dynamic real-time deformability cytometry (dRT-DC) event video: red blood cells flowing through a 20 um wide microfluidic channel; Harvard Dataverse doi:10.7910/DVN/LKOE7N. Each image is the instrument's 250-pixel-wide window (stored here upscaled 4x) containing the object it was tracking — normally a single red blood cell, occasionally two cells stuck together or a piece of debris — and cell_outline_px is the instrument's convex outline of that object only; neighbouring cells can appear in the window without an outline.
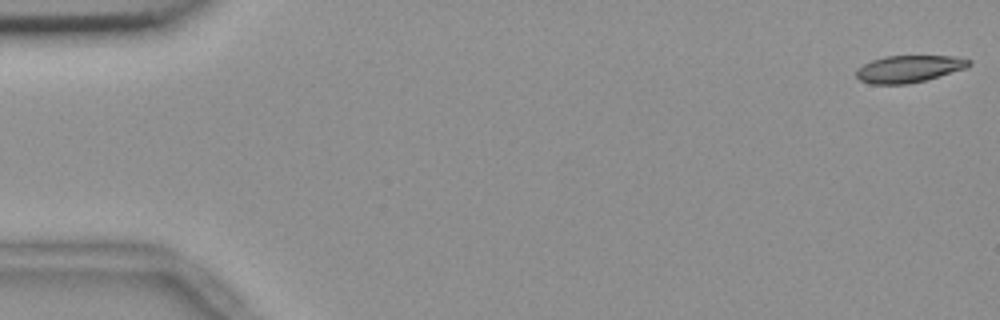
{"species": "common noctule bat (a hibernating species)", "species_latin": "Nyctalus noctula", "temperature_condition": "room temperature", "stored_images_in_passage": 55, "camera_frame_rate_fps": 3000, "um_per_image_px": 0.085, "animal": {"sex": "female", "body_mass_g": 18.4}, "frame": {"image": 1, "passage_image": 1, "time_ms": 0.0, "image_size_px": [1000, 320], "cell_outline_px": [[972, 64], [964, 68], [924, 80], [908, 84], [872, 84], [860, 80], [856, 76], [856, 68], [872, 60], [884, 56], [956, 56], [972, 60]], "centroid_in_image_um": [77.23, 5.84], "position_along_channel_um": 7.8, "area_um2": 17.63}}
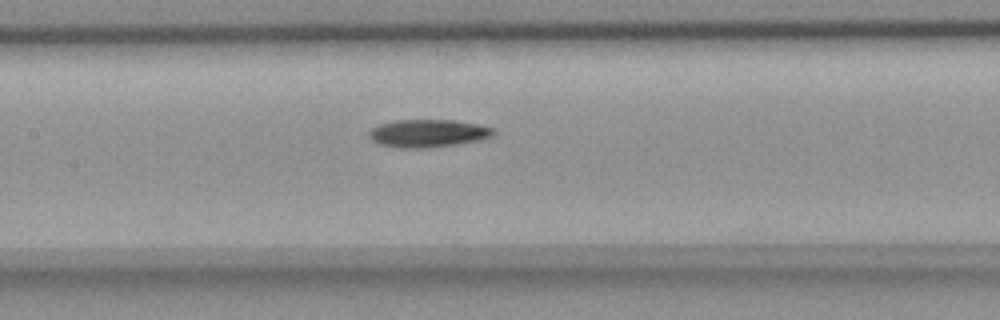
{"frame": {"image": 2, "passage_image": 26, "time_ms": 8.333, "image_size_px": [1000, 320], "cell_outline_px": [[496, 136], [480, 140], [456, 144], [428, 148], [396, 148], [380, 144], [372, 140], [368, 136], [368, 132], [372, 128], [380, 124], [396, 120], [452, 120], [480, 124], [496, 128]], "centroid_in_image_um": [36.44, 11.33], "position_along_channel_um": 171.0, "area_um2": 20.46}}
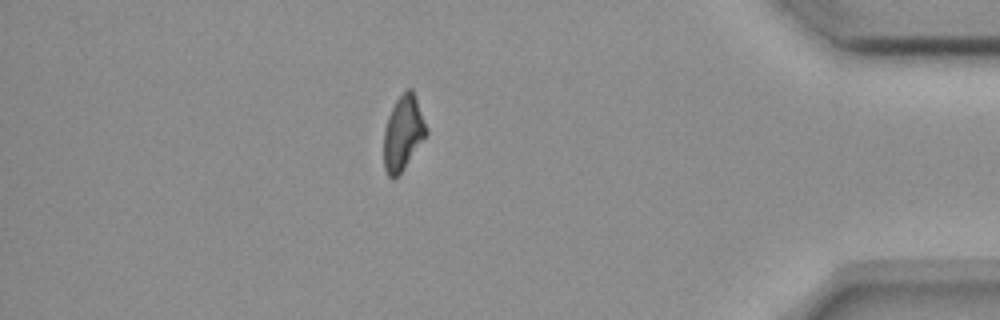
{"frame": {"image": 3, "passage_image": 48, "time_ms": 15.667, "image_size_px": [1000, 320], "cell_outline_px": [[428, 132], [404, 168], [392, 180], [388, 176], [384, 168], [384, 128], [388, 116], [396, 100], [408, 88], [412, 88], [416, 96], [428, 128]], "centroid_in_image_um": [34.26, 11.28], "position_along_channel_um": 400.9, "area_um2": 18.38}}